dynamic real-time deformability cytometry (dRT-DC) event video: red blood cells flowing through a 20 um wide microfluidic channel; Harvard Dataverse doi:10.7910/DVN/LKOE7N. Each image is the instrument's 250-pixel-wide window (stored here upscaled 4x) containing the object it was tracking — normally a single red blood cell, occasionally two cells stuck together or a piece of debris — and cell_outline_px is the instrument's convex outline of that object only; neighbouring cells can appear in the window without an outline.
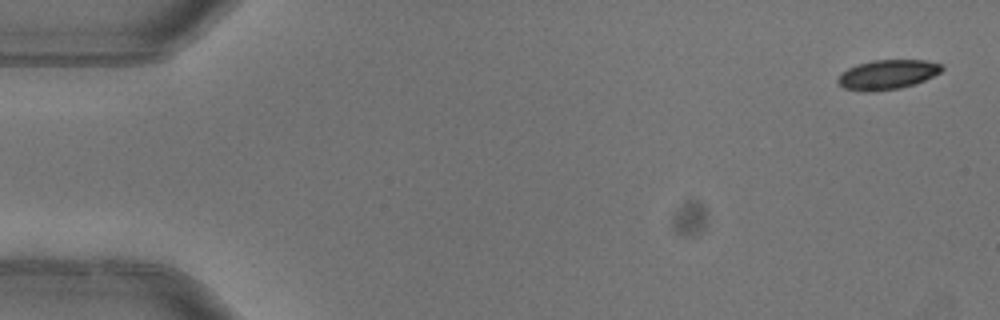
{"species": "common noctule bat (a hibernating species)", "species_latin": "Nyctalus noctula", "temperature_condition": "warm", "stored_images_in_passage": 5, "camera_frame_rate_fps": 3000, "um_per_image_px": 0.085, "animal": {"sex": "female"}, "frame": {"image": 1, "passage_image": 1, "time_ms": 0.0, "image_size_px": [1000, 320], "cell_outline_px": [[944, 68], [940, 72], [916, 84], [900, 88], [872, 92], [864, 92], [844, 88], [836, 80], [840, 72], [856, 64], [872, 60], [924, 60], [944, 64]], "centroid_in_image_um": [75.41, 6.34], "position_along_channel_um": 9.6, "area_um2": 18.15}}
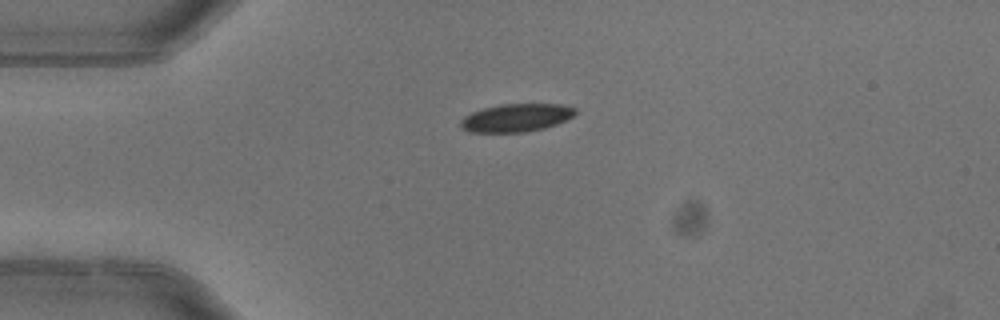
{"frame": {"image": 2, "passage_image": 4, "time_ms": 1.0, "image_size_px": [1000, 320], "cell_outline_px": [[576, 112], [572, 116], [556, 124], [544, 128], [524, 132], [468, 132], [460, 128], [460, 120], [464, 116], [472, 112], [484, 108], [500, 104], [560, 104], [576, 108]], "centroid_in_image_um": [43.83, 10.01], "position_along_channel_um": 41.2, "area_um2": 18.67}}